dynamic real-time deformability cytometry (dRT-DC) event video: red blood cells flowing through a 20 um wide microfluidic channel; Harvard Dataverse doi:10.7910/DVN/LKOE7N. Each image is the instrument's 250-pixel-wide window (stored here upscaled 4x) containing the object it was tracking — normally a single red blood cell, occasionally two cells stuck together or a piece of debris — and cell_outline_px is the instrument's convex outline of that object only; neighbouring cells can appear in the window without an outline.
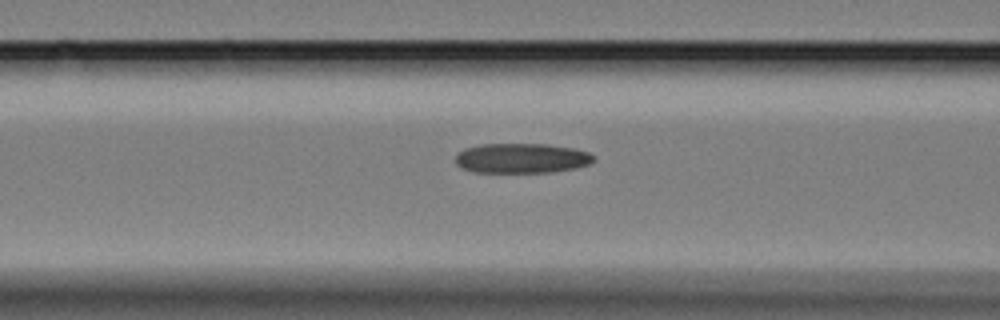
{"species": "Egyptian fruit bat (a non-hibernating species)", "species_latin": "Rousettus aegyptiacus", "temperature_condition": "cold", "stored_images_in_passage": 12, "camera_frame_rate_fps": 3000, "um_per_image_px": 0.085, "animal": {"sex": "female"}, "frame": {"image": 1, "passage_image": 3, "time_ms": 0.667, "image_size_px": [1000, 320], "cell_outline_px": [[596, 160], [588, 164], [576, 168], [556, 172], [472, 172], [460, 168], [456, 164], [456, 152], [464, 148], [480, 144], [544, 144], [572, 148], [588, 152], [596, 156]], "centroid_in_image_um": [44.32, 13.45], "position_along_channel_um": 122.3, "area_um2": 24.33}}
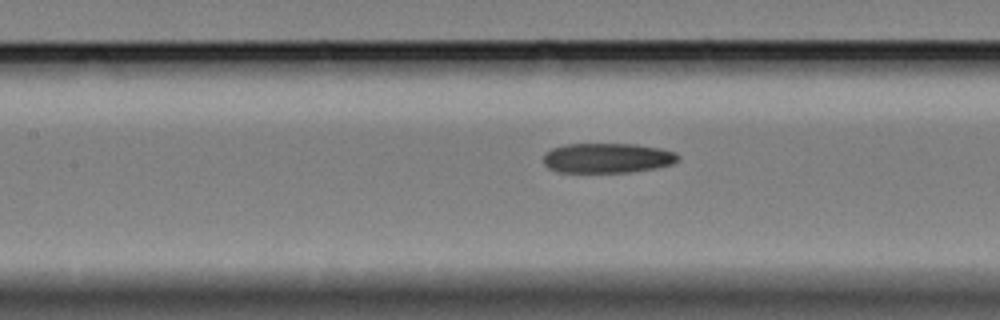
{"frame": {"image": 2, "passage_image": 6, "time_ms": 1.667, "image_size_px": [1000, 320], "cell_outline_px": [[680, 160], [672, 164], [656, 168], [632, 172], [556, 172], [548, 168], [544, 164], [544, 156], [552, 148], [568, 144], [636, 144], [660, 148], [676, 152], [680, 156]], "centroid_in_image_um": [51.67, 13.44], "position_along_channel_um": 155.7, "area_um2": 23.58}}
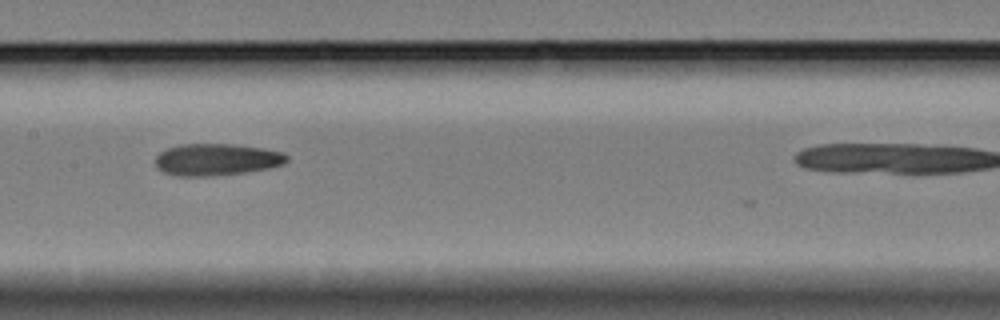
{"frame": {"image": 3, "passage_image": 9, "time_ms": 2.667, "image_size_px": [1000, 320], "cell_outline_px": [[288, 160], [284, 164], [268, 168], [248, 172], [212, 176], [176, 176], [164, 172], [156, 168], [156, 156], [160, 152], [168, 148], [180, 144], [232, 144], [260, 148], [284, 152], [288, 156]], "centroid_in_image_um": [18.41, 13.57], "position_along_channel_um": 189.0, "area_um2": 24.51}}